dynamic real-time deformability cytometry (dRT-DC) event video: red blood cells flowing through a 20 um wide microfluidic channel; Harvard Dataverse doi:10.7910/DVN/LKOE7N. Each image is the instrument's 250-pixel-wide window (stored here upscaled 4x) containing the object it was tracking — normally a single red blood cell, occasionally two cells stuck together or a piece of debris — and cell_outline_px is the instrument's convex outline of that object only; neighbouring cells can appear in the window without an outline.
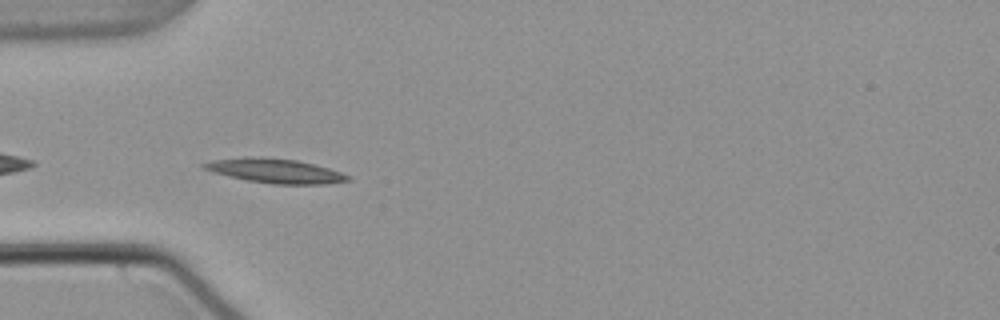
{"species": "common noctule bat (a hibernating species)", "species_latin": "Nyctalus noctula", "temperature_condition": "warm", "stored_images_in_passage": 5, "camera_frame_rate_fps": 3000, "um_per_image_px": 0.085, "animal": {"sex": "male", "body_mass_g": 21.5, "forearm_length_mm": 52.0}, "frame": {"image": 1, "passage_image": 2, "time_ms": 0.333, "image_size_px": [1000, 320], "cell_outline_px": [[352, 180], [324, 184], [272, 184], [248, 180], [212, 172], [204, 168], [200, 164], [212, 160], [244, 156], [260, 156], [296, 160], [328, 168], [340, 172], [348, 176]], "centroid_in_image_um": [23.35, 14.51], "position_along_channel_um": 61.7, "area_um2": 20.35}}